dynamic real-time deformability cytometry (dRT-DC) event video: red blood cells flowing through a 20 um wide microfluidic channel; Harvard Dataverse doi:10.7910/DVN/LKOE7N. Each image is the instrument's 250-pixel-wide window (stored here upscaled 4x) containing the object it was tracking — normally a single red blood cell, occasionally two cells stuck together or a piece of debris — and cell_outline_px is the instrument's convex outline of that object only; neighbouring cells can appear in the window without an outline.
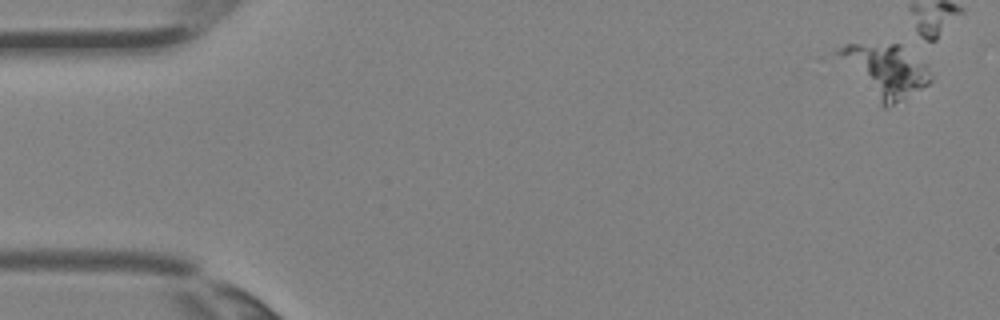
{"species": "Egyptian fruit bat (a non-hibernating species)", "species_latin": "Rousettus aegyptiacus", "temperature_condition": "room temperature", "stored_images_in_passage": 5, "camera_frame_rate_fps": 3000, "um_per_image_px": 0.085, "animal": {"sex": "female"}, "frame": {"image": 1, "passage_image": 1, "time_ms": 0.0, "image_size_px": [1000, 320], "cell_outline_px": [[932, 80], [928, 84], [888, 108], [884, 108], [828, 52], [844, 44], [900, 44], [928, 64], [932, 76]], "centroid_in_image_um": [75.16, 5.97], "position_along_channel_um": 9.8, "area_um2": 29.3}}
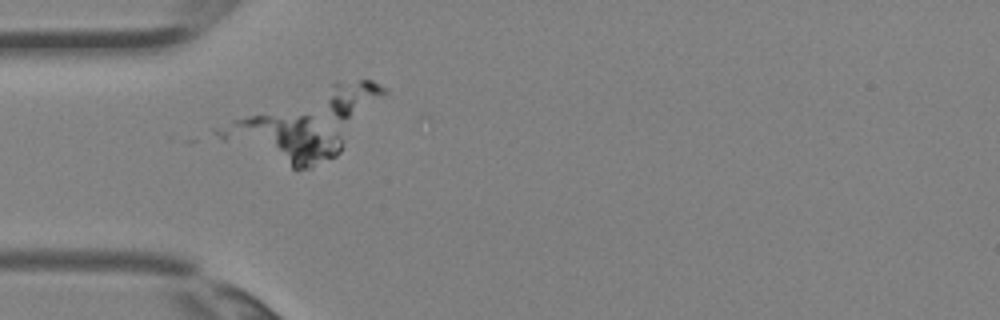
{"frame": {"image": 2, "passage_image": 4, "time_ms": 1.0, "image_size_px": [1000, 320], "cell_outline_px": [[344, 140], [340, 152], [336, 156], [312, 168], [292, 168], [224, 140], [212, 132], [212, 128], [232, 120], [248, 116], [308, 116], [340, 136]], "centroid_in_image_um": [24.09, 11.82], "position_along_channel_um": 60.9, "area_um2": 33.52}}